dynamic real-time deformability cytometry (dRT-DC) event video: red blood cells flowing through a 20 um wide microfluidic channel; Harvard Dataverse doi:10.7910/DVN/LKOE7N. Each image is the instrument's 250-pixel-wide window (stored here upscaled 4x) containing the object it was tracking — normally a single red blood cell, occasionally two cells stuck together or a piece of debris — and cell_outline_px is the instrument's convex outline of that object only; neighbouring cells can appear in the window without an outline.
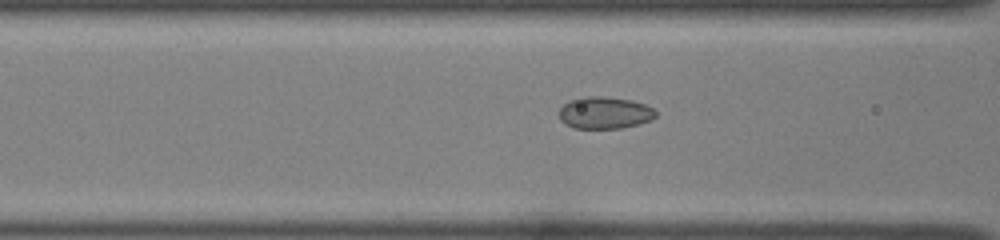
{"species": "common noctule bat (a hibernating species)", "species_latin": "Nyctalus noctula", "temperature_condition": "room temperature", "stored_images_in_passage": 35, "camera_frame_rate_fps": 3000, "um_per_image_px": 0.085, "animal": {"sex": "female", "body_mass_g": 22.0, "forearm_length_mm": 56.7}, "frame": {"image": 1, "passage_image": 14, "time_ms": 4.333, "image_size_px": [1000, 240], "cell_outline_px": [[656, 116], [652, 120], [620, 128], [576, 128], [564, 124], [560, 120], [556, 112], [564, 104], [572, 100], [584, 96], [608, 96], [632, 100], [644, 104], [652, 108], [656, 112]], "centroid_in_image_um": [51.36, 9.58], "position_along_channel_um": 115.2, "area_um2": 18.15}}
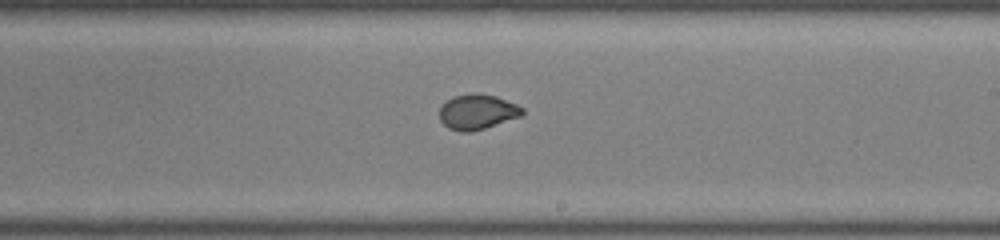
{"frame": {"image": 2, "passage_image": 24, "time_ms": 7.667, "image_size_px": [1000, 240], "cell_outline_px": [[524, 112], [520, 116], [484, 128], [468, 132], [460, 132], [448, 128], [440, 120], [440, 104], [452, 96], [472, 92], [476, 92], [496, 96], [516, 104], [524, 108]], "centroid_in_image_um": [40.53, 9.48], "position_along_channel_um": 248.5, "area_um2": 17.05}}
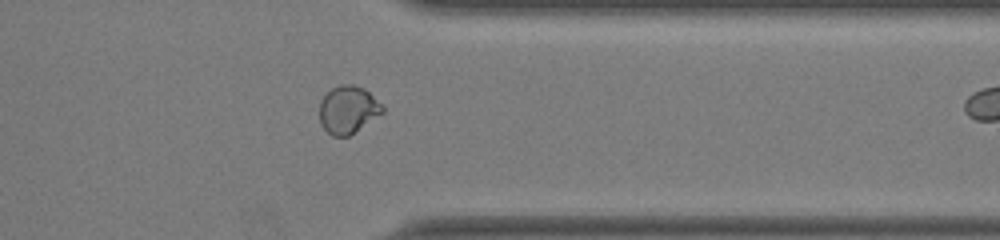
{"frame": {"image": 3, "passage_image": 34, "time_ms": 11.0, "image_size_px": [1000, 240], "cell_outline_px": [[384, 112], [348, 136], [332, 136], [320, 124], [320, 100], [332, 88], [340, 84], [352, 84], [364, 88], [384, 104]], "centroid_in_image_um": [29.6, 9.3], "position_along_channel_um": 381.8, "area_um2": 17.51}}